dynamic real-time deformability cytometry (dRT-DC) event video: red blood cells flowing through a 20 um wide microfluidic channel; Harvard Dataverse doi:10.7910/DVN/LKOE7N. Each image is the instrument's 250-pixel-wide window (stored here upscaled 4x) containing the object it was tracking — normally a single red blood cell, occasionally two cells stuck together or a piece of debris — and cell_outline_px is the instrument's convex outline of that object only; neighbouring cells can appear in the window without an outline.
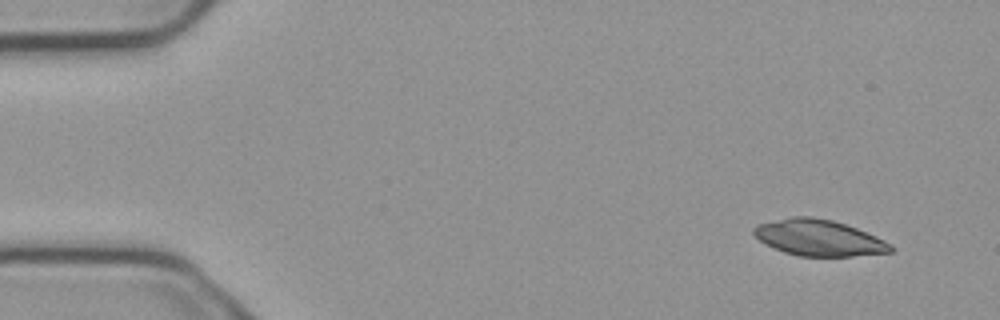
{"species": "common noctule bat (a hibernating species)", "species_latin": "Nyctalus noctula", "temperature_condition": "cold", "stored_images_in_passage": 5, "camera_frame_rate_fps": 3000, "um_per_image_px": 0.085, "animal": {"sex": "male", "body_mass_g": 23.1, "forearm_length_mm": 52.7}, "frame": {"image": 1, "passage_image": 1, "time_ms": 0.0, "image_size_px": [1000, 320], "cell_outline_px": [[896, 248], [892, 252], [852, 256], [800, 256], [784, 252], [772, 248], [764, 244], [752, 232], [752, 228], [756, 224], [792, 216], [812, 216], [832, 220], [856, 228], [876, 236], [892, 244]], "centroid_in_image_um": [69.59, 20.21], "position_along_channel_um": 15.4, "area_um2": 29.02}}